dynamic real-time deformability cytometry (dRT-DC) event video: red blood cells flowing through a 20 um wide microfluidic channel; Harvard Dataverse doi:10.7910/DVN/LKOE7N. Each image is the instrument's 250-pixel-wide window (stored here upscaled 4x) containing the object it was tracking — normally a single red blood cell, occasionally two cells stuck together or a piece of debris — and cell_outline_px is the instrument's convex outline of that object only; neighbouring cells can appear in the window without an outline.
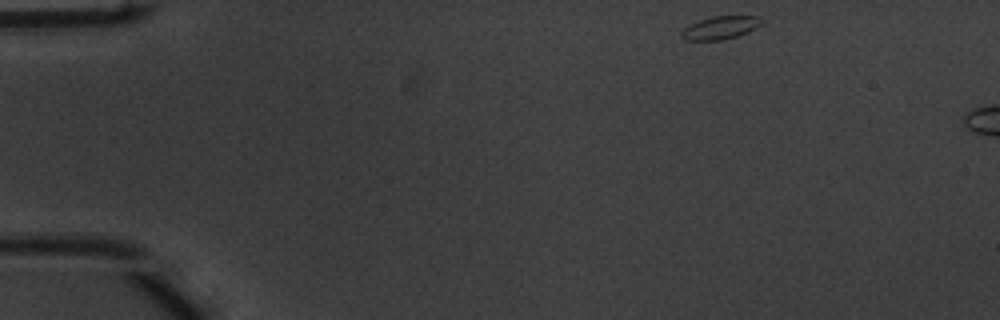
{"species": "common noctule bat (a hibernating species)", "species_latin": "Nyctalus noctula", "temperature_condition": "warm", "stored_images_in_passage": 9, "camera_frame_rate_fps": 3000, "um_per_image_px": 0.085, "animal": {"sex": "male", "body_mass_g": 20.1, "forearm_length_mm": 53.5}, "frame": {"image": 1, "passage_image": 1, "time_ms": 0.0, "image_size_px": [1000, 320], "cell_outline_px": [[760, 24], [756, 28], [748, 32], [724, 40], [684, 40], [680, 36], [680, 32], [688, 24], [712, 16], [756, 16], [760, 20]], "centroid_in_image_um": [61.15, 2.36], "position_along_channel_um": 23.8, "area_um2": 10.69}}